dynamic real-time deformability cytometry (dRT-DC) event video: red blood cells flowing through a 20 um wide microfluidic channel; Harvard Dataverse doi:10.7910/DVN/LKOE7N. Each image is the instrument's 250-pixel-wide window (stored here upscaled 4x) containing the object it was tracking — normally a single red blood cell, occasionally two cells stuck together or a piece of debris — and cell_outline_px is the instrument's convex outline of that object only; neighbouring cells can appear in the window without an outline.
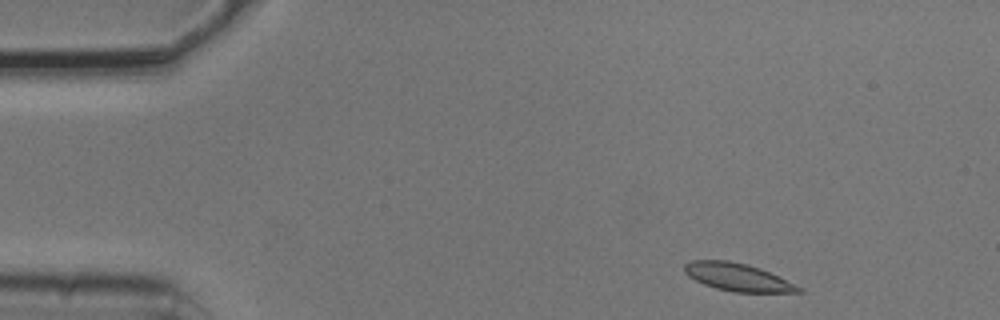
{"species": "common noctule bat (a hibernating species)", "species_latin": "Nyctalus noctula", "temperature_condition": "cold", "stored_images_in_passage": 7, "camera_frame_rate_fps": 3000, "um_per_image_px": 0.085, "animal": {"sex": "male", "body_mass_g": 20.5, "forearm_length_mm": 52.5}, "frame": {"image": 1, "passage_image": 1, "time_ms": 0.0, "image_size_px": [1000, 320], "cell_outline_px": [[804, 292], [732, 292], [716, 288], [704, 284], [688, 276], [684, 272], [684, 264], [692, 260], [728, 260], [748, 264], [760, 268], [796, 284], [804, 288]], "centroid_in_image_um": [62.71, 23.55], "position_along_channel_um": 22.3, "area_um2": 18.5}}
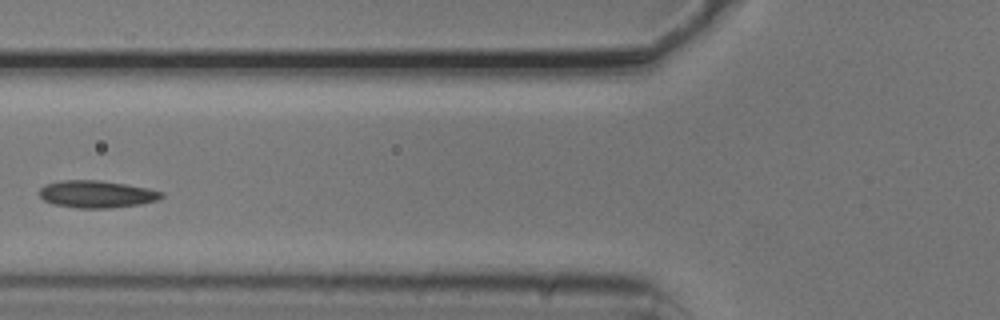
{"frame": {"image": 2, "passage_image": 5, "time_ms": 1.333, "image_size_px": [1000, 320], "cell_outline_px": [[164, 196], [156, 200], [140, 204], [108, 208], [80, 208], [52, 204], [44, 200], [40, 196], [40, 188], [44, 184], [60, 180], [100, 180], [148, 188], [164, 192]], "centroid_in_image_um": [8.2, 16.49], "position_along_channel_um": 117.6, "area_um2": 19.36}}
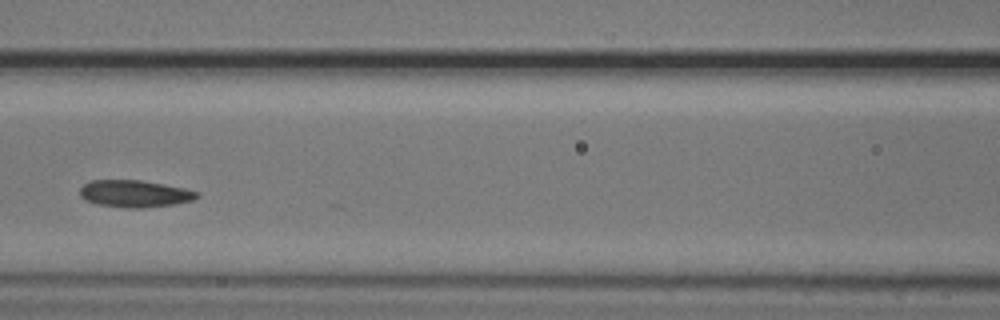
{"frame": {"image": 3, "passage_image": 6, "time_ms": 1.667, "image_size_px": [1000, 320], "cell_outline_px": [[200, 196], [192, 200], [176, 204], [144, 208], [128, 208], [96, 204], [84, 200], [80, 196], [80, 188], [84, 184], [92, 180], [140, 180], [164, 184], [184, 188], [200, 192]], "centroid_in_image_um": [11.46, 16.47], "position_along_channel_um": 155.1, "area_um2": 18.61}}